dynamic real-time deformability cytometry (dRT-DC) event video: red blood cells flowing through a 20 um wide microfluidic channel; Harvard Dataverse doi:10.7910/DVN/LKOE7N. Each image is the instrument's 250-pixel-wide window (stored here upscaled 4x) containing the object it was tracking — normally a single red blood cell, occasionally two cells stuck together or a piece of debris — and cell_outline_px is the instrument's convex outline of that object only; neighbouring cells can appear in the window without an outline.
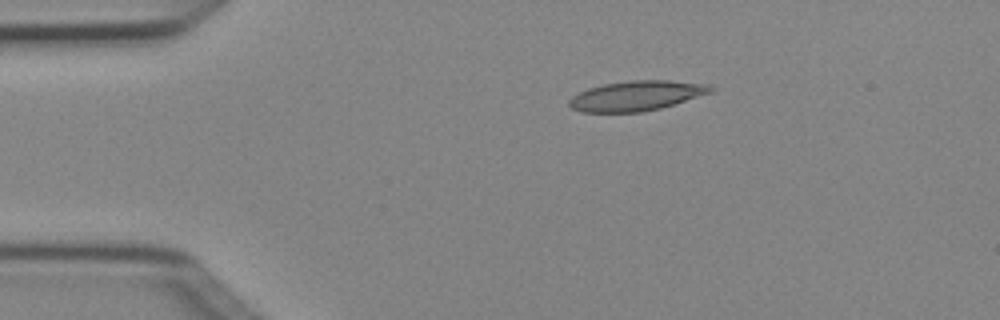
{"species": "Egyptian fruit bat (a non-hibernating species)", "species_latin": "Rousettus aegyptiacus", "temperature_condition": "cold", "stored_images_in_passage": 6, "camera_frame_rate_fps": 3000, "um_per_image_px": 0.085, "animal": {"sex": "female"}, "frame": {"image": 1, "passage_image": 3, "time_ms": 0.667, "image_size_px": [1000, 320], "cell_outline_px": [[716, 88], [712, 92], [660, 108], [640, 112], [580, 112], [572, 108], [568, 104], [568, 100], [572, 96], [588, 88], [604, 84], [632, 80], [668, 80], [708, 84]], "centroid_in_image_um": [54.09, 8.13], "position_along_channel_um": 30.9, "area_um2": 24.57}}
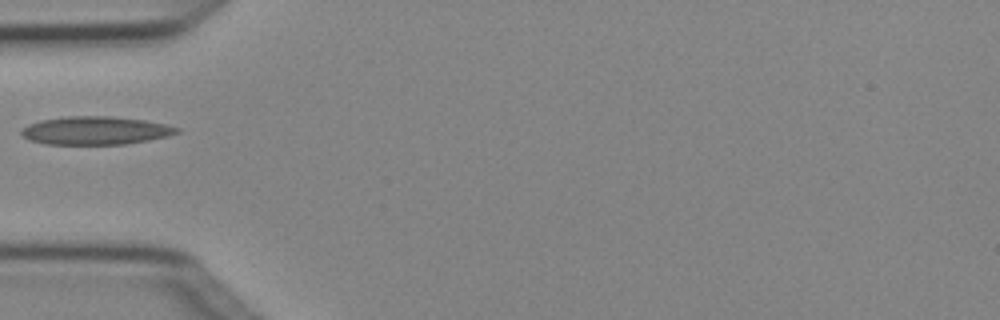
{"frame": {"image": 2, "passage_image": 5, "time_ms": 1.333, "image_size_px": [1000, 320], "cell_outline_px": [[180, 132], [168, 136], [148, 140], [124, 144], [44, 144], [28, 140], [20, 132], [28, 124], [40, 120], [68, 116], [108, 116], [144, 120], [168, 124], [180, 128]], "centroid_in_image_um": [8.13, 11.09], "position_along_channel_um": 76.9, "area_um2": 25.55}}
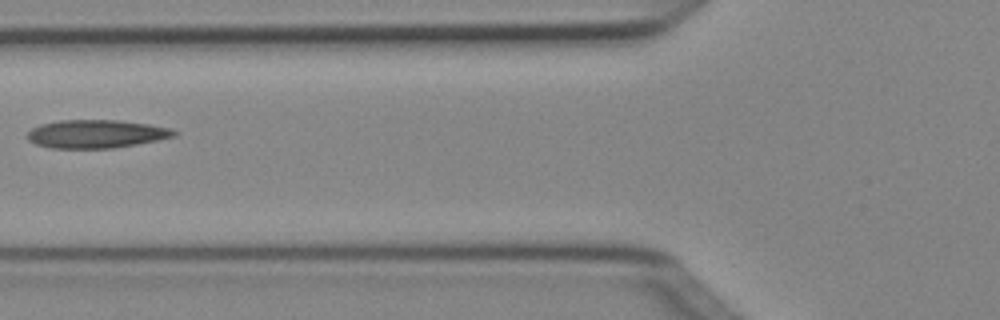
{"frame": {"image": 3, "passage_image": 6, "time_ms": 1.667, "image_size_px": [1000, 320], "cell_outline_px": [[180, 132], [176, 136], [136, 144], [112, 148], [52, 148], [36, 144], [28, 140], [28, 132], [32, 128], [40, 124], [60, 120], [120, 120], [148, 124], [172, 128]], "centroid_in_image_um": [8.21, 11.37], "position_along_channel_um": 117.6, "area_um2": 24.16}}